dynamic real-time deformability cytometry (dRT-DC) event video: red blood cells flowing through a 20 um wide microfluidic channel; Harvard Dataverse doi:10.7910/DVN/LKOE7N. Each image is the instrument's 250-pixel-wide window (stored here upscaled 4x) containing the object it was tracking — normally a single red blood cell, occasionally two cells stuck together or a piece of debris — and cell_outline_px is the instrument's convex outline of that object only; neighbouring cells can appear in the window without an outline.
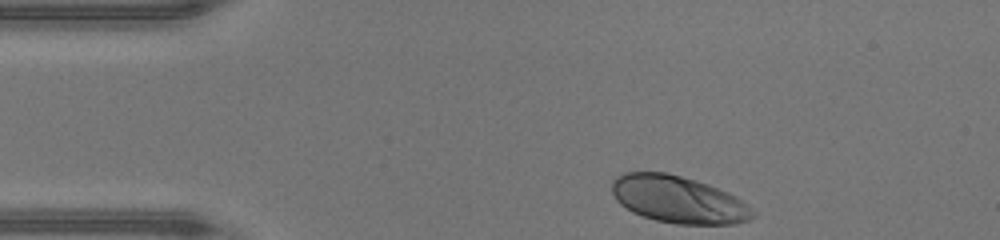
{"species": "human", "species_latin": "Homo sapiens", "temperature_condition": "warm", "stored_images_in_passage": 31, "camera_frame_rate_fps": 3000, "um_per_image_px": 0.085, "donor": {"sex": "male"}, "frame": {"image": 1, "passage_image": 1, "time_ms": 0.0, "image_size_px": [1000, 240], "cell_outline_px": [[756, 216], [748, 220], [732, 224], [676, 224], [656, 220], [632, 212], [620, 204], [616, 200], [612, 192], [612, 180], [616, 176], [624, 172], [668, 172], [696, 180], [708, 184], [728, 192], [736, 196], [748, 204], [756, 212]], "centroid_in_image_um": [57.67, 16.95], "position_along_channel_um": 27.3, "area_um2": 38.96}}
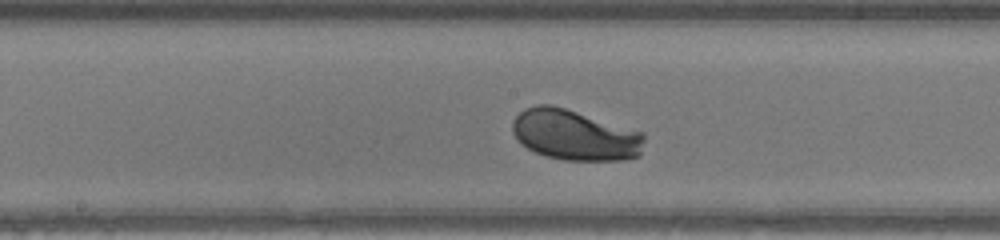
{"frame": {"image": 2, "passage_image": 17, "time_ms": 5.333, "image_size_px": [1000, 240], "cell_outline_px": [[644, 140], [640, 156], [624, 160], [564, 160], [548, 156], [536, 152], [520, 144], [512, 132], [512, 120], [524, 108], [536, 104], [548, 104], [564, 108], [644, 132]], "centroid_in_image_um": [48.85, 11.48], "position_along_channel_um": 199.3, "area_um2": 38.9}}
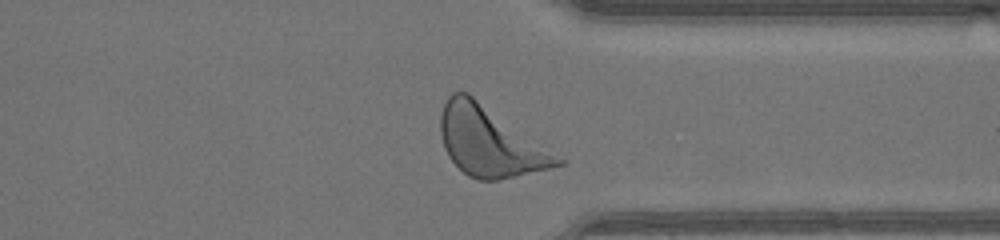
{"frame": {"image": 3, "passage_image": 29, "time_ms": 9.333, "image_size_px": [1000, 240], "cell_outline_px": [[564, 164], [552, 168], [516, 176], [496, 180], [480, 180], [468, 176], [448, 156], [444, 148], [440, 132], [440, 116], [444, 104], [448, 96], [452, 92], [468, 92], [564, 160]], "centroid_in_image_um": [41.6, 12.04], "position_along_channel_um": 369.8, "area_um2": 46.7}, "authors_computed_cell_mechanics": {"area_um2": 38.148, "velocity_mm_per_s": 4.3418, "shape_relaxation_time_tau1_ms": null, "shape_relaxation_time_tau2_ms": 3.5953, "deformation_change_tau1": null, "deformation_change_tau2": 0.1551}}